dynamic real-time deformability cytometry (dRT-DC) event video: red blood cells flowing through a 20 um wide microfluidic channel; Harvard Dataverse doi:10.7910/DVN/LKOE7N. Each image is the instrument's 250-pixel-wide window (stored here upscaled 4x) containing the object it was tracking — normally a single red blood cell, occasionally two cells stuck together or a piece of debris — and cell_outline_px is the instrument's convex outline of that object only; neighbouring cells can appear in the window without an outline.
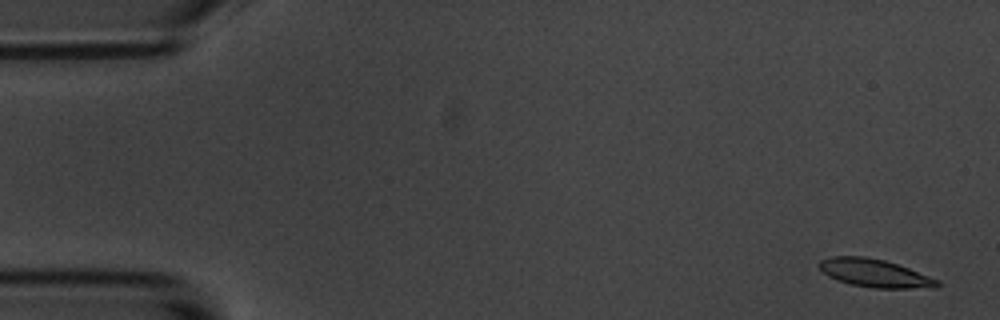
{"species": "common noctule bat (a hibernating species)", "species_latin": "Nyctalus noctula", "temperature_condition": "room temperature", "stored_images_in_passage": 6, "camera_frame_rate_fps": 3000, "um_per_image_px": 0.085, "animal": {"sex": "male", "body_mass_g": 20.1, "forearm_length_mm": 53.5}, "frame": {"image": 1, "passage_image": 1, "time_ms": 0.0, "image_size_px": [1000, 320], "cell_outline_px": [[940, 284], [936, 288], [872, 288], [852, 284], [836, 280], [828, 276], [816, 264], [820, 260], [832, 256], [864, 256], [884, 260], [908, 268], [940, 280]], "centroid_in_image_um": [74.34, 23.22], "position_along_channel_um": 10.7, "area_um2": 19.31}}
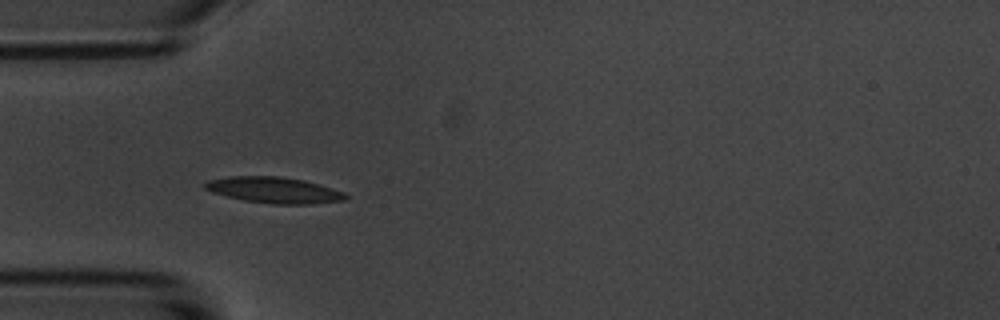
{"frame": {"image": 2, "passage_image": 5, "time_ms": 5.0, "image_size_px": [1000, 320], "cell_outline_px": [[348, 196], [344, 200], [312, 204], [272, 204], [244, 200], [212, 192], [204, 188], [204, 184], [208, 180], [232, 176], [280, 176], [304, 180], [344, 192]], "centroid_in_image_um": [23.29, 16.15], "position_along_channel_um": 61.7, "area_um2": 21.15}}